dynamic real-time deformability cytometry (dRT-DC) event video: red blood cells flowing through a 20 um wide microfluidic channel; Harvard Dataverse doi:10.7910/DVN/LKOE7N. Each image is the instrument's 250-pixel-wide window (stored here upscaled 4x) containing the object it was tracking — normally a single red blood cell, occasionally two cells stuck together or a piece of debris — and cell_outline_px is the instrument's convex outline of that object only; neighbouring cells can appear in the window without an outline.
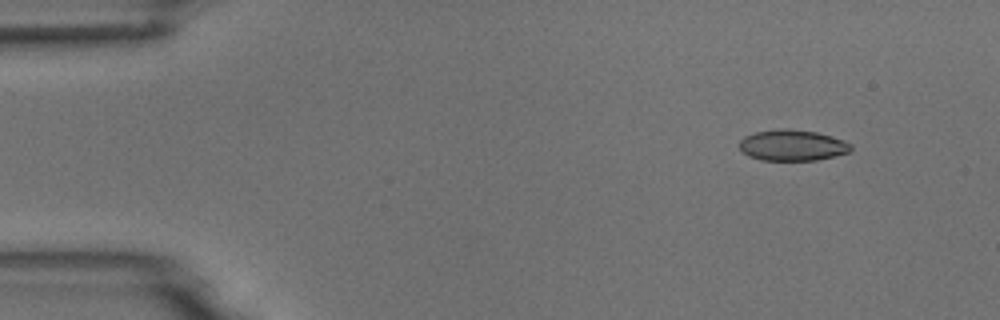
{"species": "common noctule bat (a hibernating species)", "species_latin": "Nyctalus noctula", "temperature_condition": "room temperature", "stored_images_in_passage": 4, "camera_frame_rate_fps": 3000, "um_per_image_px": 0.085, "animal": {"sex": "male", "body_mass_g": 18.8}, "frame": {"image": 1, "passage_image": 1, "time_ms": 0.0, "image_size_px": [1000, 320], "cell_outline_px": [[852, 148], [848, 152], [836, 156], [816, 160], [760, 160], [748, 156], [740, 148], [740, 140], [744, 136], [756, 132], [780, 128], [788, 128], [816, 132], [844, 140], [852, 144]], "centroid_in_image_um": [67.36, 12.35], "position_along_channel_um": 17.6, "area_um2": 20.17}}
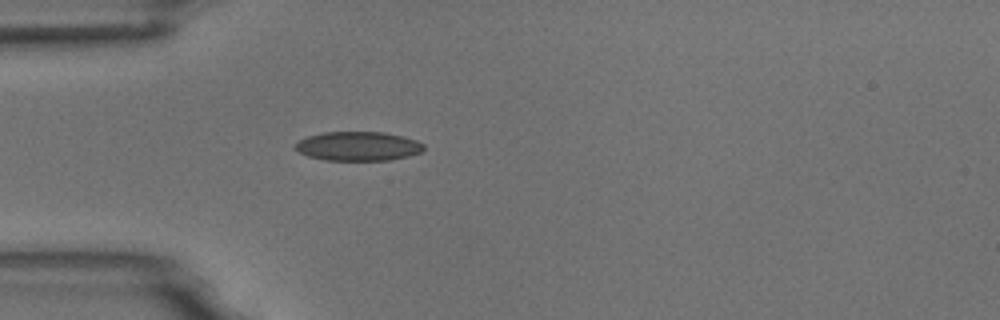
{"frame": {"image": 2, "passage_image": 4, "time_ms": 3.333, "image_size_px": [1000, 320], "cell_outline_px": [[424, 148], [420, 152], [408, 156], [392, 160], [324, 160], [308, 156], [292, 148], [300, 140], [308, 136], [324, 132], [384, 132], [404, 136], [416, 140], [424, 144]], "centroid_in_image_um": [30.45, 12.42], "position_along_channel_um": 54.6, "area_um2": 21.85}}